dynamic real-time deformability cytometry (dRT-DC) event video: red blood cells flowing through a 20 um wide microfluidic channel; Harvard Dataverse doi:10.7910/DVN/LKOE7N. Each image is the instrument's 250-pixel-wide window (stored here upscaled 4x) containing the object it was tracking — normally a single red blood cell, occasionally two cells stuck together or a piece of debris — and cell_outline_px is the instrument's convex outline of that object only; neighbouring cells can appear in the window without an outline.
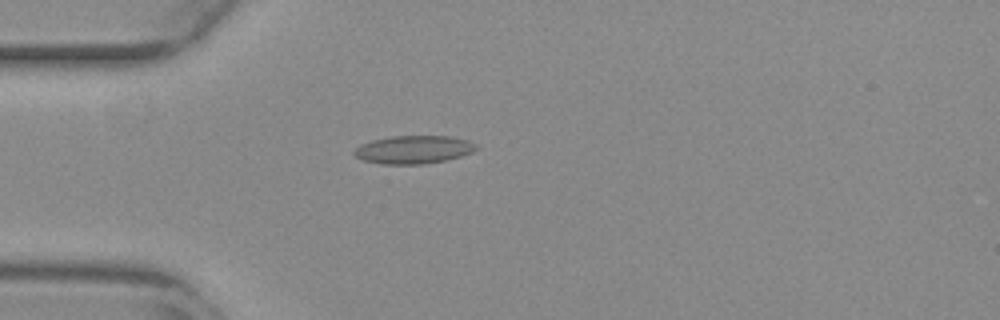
{"species": "common noctule bat (a hibernating species)", "species_latin": "Nyctalus noctula", "temperature_condition": "warm", "stored_images_in_passage": 54, "camera_frame_rate_fps": 3000, "um_per_image_px": 0.085, "animal": {"sex": "female", "body_mass_g": 29.2, "forearm_length_mm": 56.3}, "frame": {"image": 1, "passage_image": 15, "time_ms": 4.667, "image_size_px": [1000, 320], "cell_outline_px": [[480, 148], [472, 152], [460, 156], [444, 160], [424, 164], [380, 164], [364, 160], [356, 156], [352, 152], [360, 144], [372, 140], [392, 136], [448, 136], [468, 140], [476, 144]], "centroid_in_image_um": [35.16, 12.71], "position_along_channel_um": 49.8, "area_um2": 19.94}}
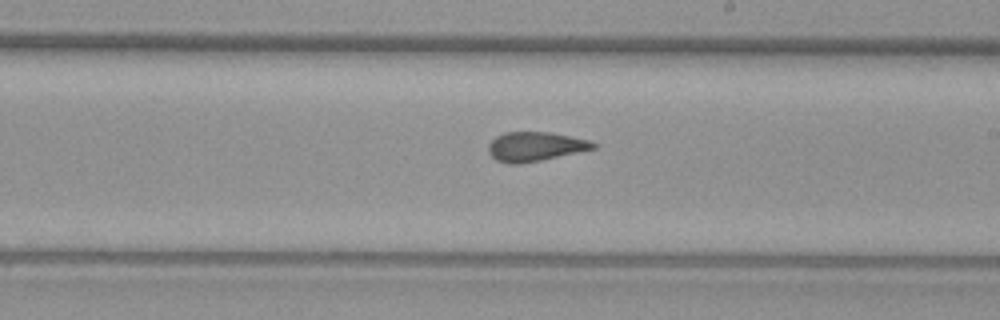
{"frame": {"image": 2, "passage_image": 31, "time_ms": 10.0, "image_size_px": [1000, 320], "cell_outline_px": [[596, 148], [540, 160], [520, 164], [508, 164], [496, 160], [488, 152], [488, 144], [496, 136], [504, 132], [548, 132], [592, 140], [596, 144]], "centroid_in_image_um": [45.47, 12.45], "position_along_channel_um": 243.5, "area_um2": 17.86}}
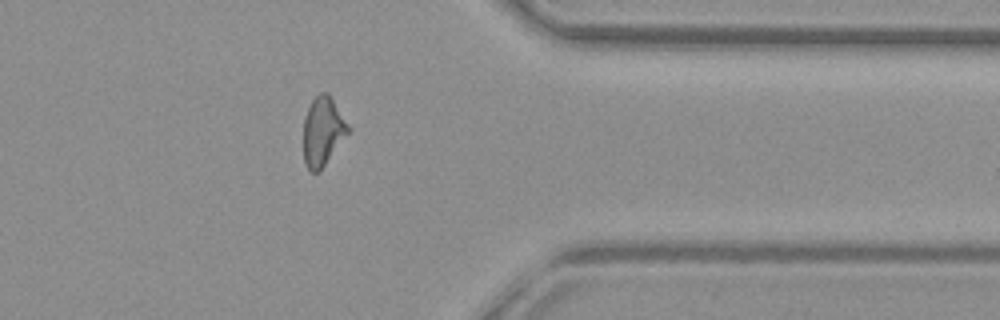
{"frame": {"image": 3, "passage_image": 43, "time_ms": 14.0, "image_size_px": [1000, 320], "cell_outline_px": [[352, 128], [320, 172], [312, 172], [304, 164], [304, 116], [312, 100], [320, 92], [328, 92]], "centroid_in_image_um": [27.46, 11.16], "position_along_channel_um": 383.9, "area_um2": 18.15}, "authors_computed_cell_mechanics": {"area_um2": 18.4671, "velocity_mm_per_s": 3.8497, "shape_relaxation_time_tau1_ms": null, "shape_relaxation_time_tau2_ms": 1.4391, "deformation_change_tau1": null, "deformation_change_tau2": 0.0912}}